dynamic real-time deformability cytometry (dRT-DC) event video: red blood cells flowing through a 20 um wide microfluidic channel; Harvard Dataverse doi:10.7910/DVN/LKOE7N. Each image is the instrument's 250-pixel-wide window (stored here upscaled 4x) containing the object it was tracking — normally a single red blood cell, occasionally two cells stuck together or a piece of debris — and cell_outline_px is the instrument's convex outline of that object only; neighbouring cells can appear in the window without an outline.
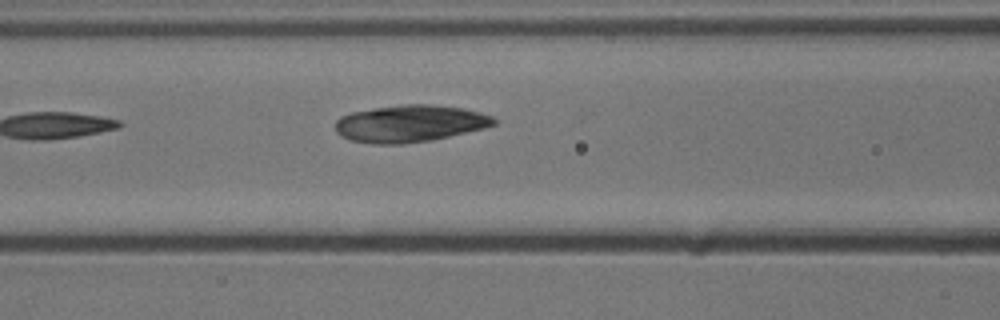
{"species": "common noctule bat (a hibernating species)", "species_latin": "Nyctalus noctula", "temperature_condition": "cold", "stored_images_in_passage": 6, "camera_frame_rate_fps": 3000, "um_per_image_px": 0.085, "animal": {"sex": "male", "body_mass_g": 13.3}, "frame": {"image": 1, "passage_image": 6, "time_ms": 1.667, "image_size_px": [1000, 320], "cell_outline_px": [[496, 124], [484, 128], [432, 140], [400, 144], [372, 144], [348, 140], [340, 136], [336, 132], [336, 120], [340, 116], [352, 112], [400, 104], [428, 104], [464, 108], [480, 112], [492, 116], [496, 120]], "centroid_in_image_um": [34.82, 10.5], "position_along_channel_um": 131.8, "area_um2": 34.33}}